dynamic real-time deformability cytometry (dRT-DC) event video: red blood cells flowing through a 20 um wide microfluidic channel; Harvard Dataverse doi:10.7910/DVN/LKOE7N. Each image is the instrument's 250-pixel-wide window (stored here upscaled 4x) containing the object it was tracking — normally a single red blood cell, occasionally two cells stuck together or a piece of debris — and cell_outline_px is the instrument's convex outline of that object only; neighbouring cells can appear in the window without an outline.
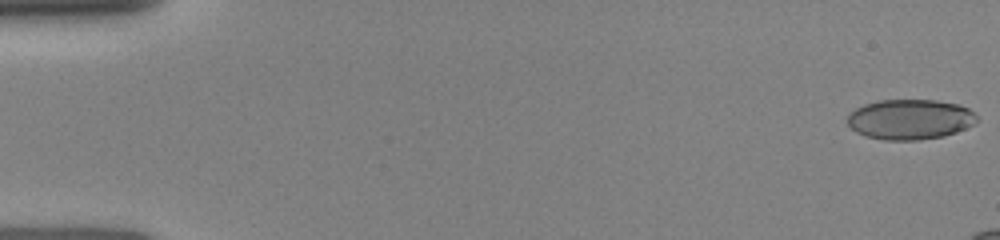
{"species": "human", "species_latin": "Homo sapiens", "temperature_condition": "room temperature", "stored_images_in_passage": 16, "camera_frame_rate_fps": 3000, "um_per_image_px": 0.085, "donor": {"sex": "female"}, "frame": {"image": 1, "passage_image": 1, "time_ms": 0.0, "image_size_px": [1000, 240], "cell_outline_px": [[976, 120], [972, 124], [956, 132], [944, 136], [920, 140], [884, 140], [864, 136], [856, 132], [848, 124], [848, 116], [856, 108], [864, 104], [880, 100], [936, 100], [956, 104], [968, 108], [976, 116]], "centroid_in_image_um": [77.32, 10.15], "position_along_channel_um": 7.7, "area_um2": 30.11}}